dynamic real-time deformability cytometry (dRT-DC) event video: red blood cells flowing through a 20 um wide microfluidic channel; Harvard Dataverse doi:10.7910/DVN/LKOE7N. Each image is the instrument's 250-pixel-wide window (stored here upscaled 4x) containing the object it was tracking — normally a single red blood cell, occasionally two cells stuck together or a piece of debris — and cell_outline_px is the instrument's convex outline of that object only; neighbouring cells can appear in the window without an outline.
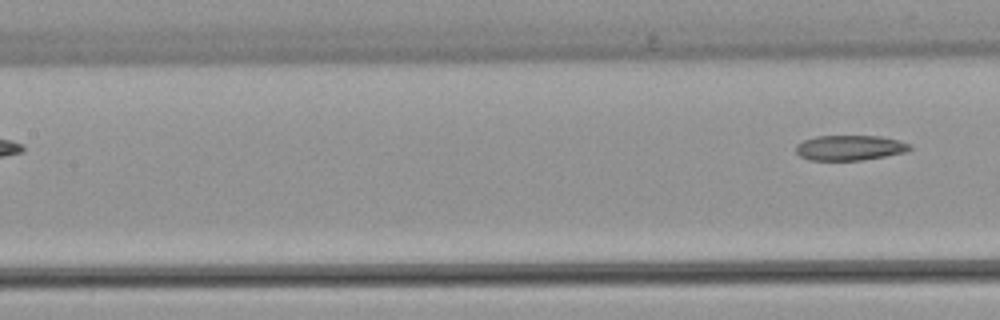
{"species": "common noctule bat (a hibernating species)", "species_latin": "Nyctalus noctula", "temperature_condition": "warm", "stored_images_in_passage": 5, "segment_of_instrument_passage": [2, 2], "camera_frame_rate_fps": 3000, "um_per_image_px": 0.085, "animal": {"sex": "female", "body_mass_g": 22.7, "forearm_length_mm": 54.2}, "frame": {"image": 1, "passage_image": 5, "time_ms": 5.0, "image_size_px": [1000, 320], "cell_outline_px": [[912, 148], [904, 152], [864, 160], [808, 160], [800, 156], [796, 152], [796, 144], [804, 140], [816, 136], [880, 136], [900, 140], [912, 144]], "centroid_in_image_um": [72.24, 12.55], "position_along_channel_um": 135.2, "area_um2": 16.76}}